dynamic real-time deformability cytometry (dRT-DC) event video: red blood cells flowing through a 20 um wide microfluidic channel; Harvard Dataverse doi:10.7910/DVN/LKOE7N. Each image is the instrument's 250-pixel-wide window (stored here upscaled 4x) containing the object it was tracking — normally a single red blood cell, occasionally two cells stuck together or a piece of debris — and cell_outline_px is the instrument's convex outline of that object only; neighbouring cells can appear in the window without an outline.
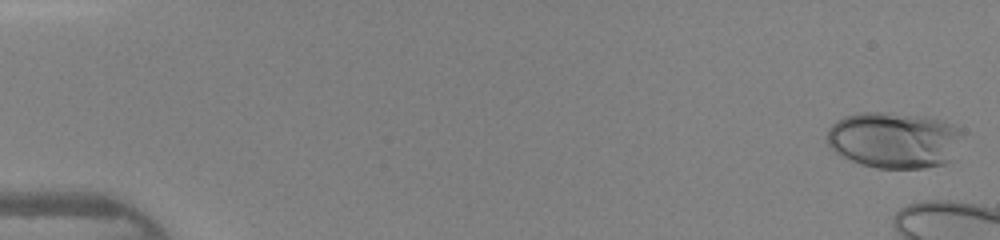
{"species": "human", "species_latin": "Homo sapiens", "temperature_condition": "warm", "stored_images_in_passage": 9, "camera_frame_rate_fps": 3000, "um_per_image_px": 0.085, "donor": {"sex": "female"}, "frame": {"image": 1, "passage_image": 1, "time_ms": 0.0, "image_size_px": [1000, 240], "cell_outline_px": [[960, 132], [956, 160], [944, 164], [924, 168], [876, 168], [860, 164], [836, 152], [828, 144], [828, 128], [836, 120], [844, 116], [860, 112], [888, 112], [924, 116], [944, 120], [952, 124]], "centroid_in_image_um": [76.02, 11.9], "position_along_channel_um": 9.0, "area_um2": 44.68}}